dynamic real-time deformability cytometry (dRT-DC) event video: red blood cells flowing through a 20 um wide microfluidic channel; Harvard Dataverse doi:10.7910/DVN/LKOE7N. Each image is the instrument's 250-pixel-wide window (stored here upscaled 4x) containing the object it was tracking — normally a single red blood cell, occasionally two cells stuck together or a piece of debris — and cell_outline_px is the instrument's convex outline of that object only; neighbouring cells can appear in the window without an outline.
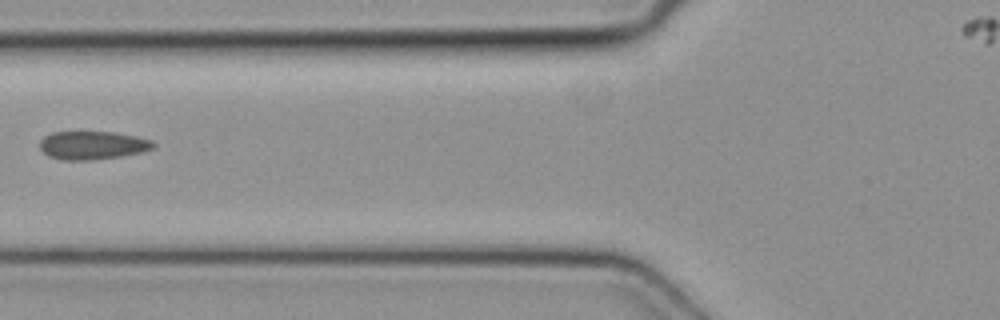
{"species": "common noctule bat (a hibernating species)", "species_latin": "Nyctalus noctula", "temperature_condition": "cold", "stored_images_in_passage": 5, "camera_frame_rate_fps": 3000, "um_per_image_px": 0.085, "animal": {"sex": "female", "body_mass_g": 19.3, "forearm_length_mm": 54.1}, "frame": {"image": 1, "passage_image": 4, "time_ms": 1.0, "image_size_px": [1000, 320], "cell_outline_px": [[156, 144], [152, 148], [140, 152], [120, 156], [92, 160], [64, 160], [48, 156], [40, 148], [40, 140], [44, 136], [52, 132], [116, 132], [136, 136], [152, 140]], "centroid_in_image_um": [7.85, 12.34], "position_along_channel_um": 117.9, "area_um2": 18.67}}